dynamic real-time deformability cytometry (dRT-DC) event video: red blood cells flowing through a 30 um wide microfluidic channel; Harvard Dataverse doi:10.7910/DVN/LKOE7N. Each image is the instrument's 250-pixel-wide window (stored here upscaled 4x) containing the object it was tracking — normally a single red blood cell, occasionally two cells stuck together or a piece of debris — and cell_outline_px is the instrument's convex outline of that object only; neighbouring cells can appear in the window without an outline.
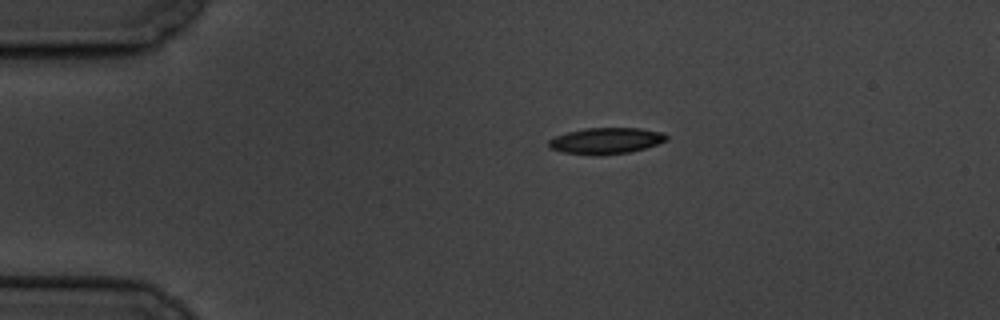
{"species": "common noctule bat (a hibernating species)", "species_latin": "Nyctalus noctula", "temperature_condition": "cold", "stored_images_in_passage": 9, "camera_frame_rate_fps": 3000, "um_per_image_px": 0.085, "animal": {"sex": "male", "body_mass_g": 19.5, "forearm_length_mm": 54.6}, "frame": {"image": 1, "passage_image": 1, "time_ms": 0.0, "image_size_px": [1000, 320], "cell_outline_px": [[668, 140], [644, 148], [628, 152], [600, 156], [592, 156], [560, 152], [552, 148], [548, 144], [548, 140], [556, 136], [568, 132], [584, 128], [640, 128], [664, 132], [668, 136]], "centroid_in_image_um": [51.51, 11.97], "position_along_channel_um": 33.5, "area_um2": 18.15}}
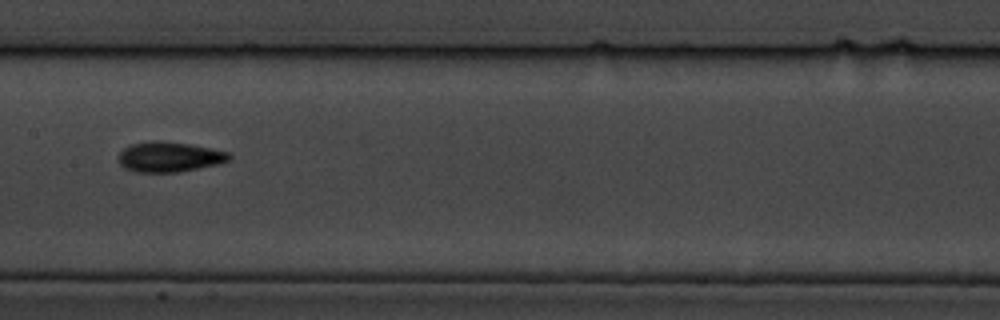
{"frame": {"image": 2, "passage_image": 6, "time_ms": 6.0, "image_size_px": [1000, 320], "cell_outline_px": [[232, 160], [220, 164], [180, 172], [136, 172], [124, 168], [120, 164], [120, 152], [124, 148], [132, 144], [160, 140], [188, 144], [212, 148], [228, 152], [232, 156]], "centroid_in_image_um": [14.45, 13.35], "position_along_channel_um": 192.9, "area_um2": 19.48}}
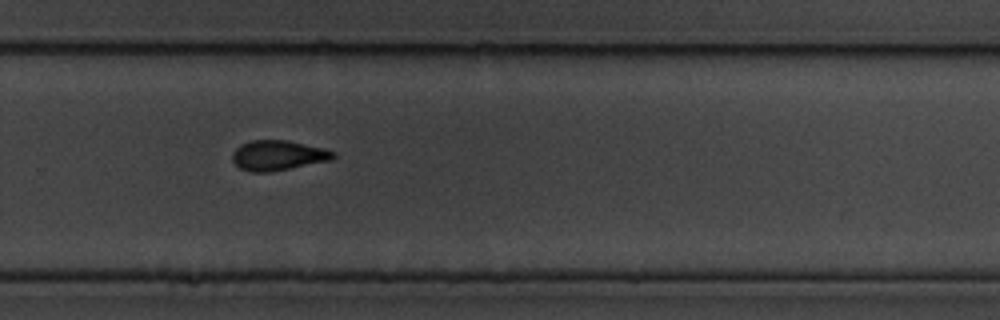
{"frame": {"image": 3, "passage_image": 9, "time_ms": 9.333, "image_size_px": [1000, 320], "cell_outline_px": [[336, 156], [332, 160], [272, 172], [252, 172], [240, 168], [232, 160], [232, 152], [240, 144], [248, 140], [284, 140], [324, 148], [336, 152]], "centroid_in_image_um": [23.63, 13.21], "position_along_channel_um": 306.2, "area_um2": 17.8}}